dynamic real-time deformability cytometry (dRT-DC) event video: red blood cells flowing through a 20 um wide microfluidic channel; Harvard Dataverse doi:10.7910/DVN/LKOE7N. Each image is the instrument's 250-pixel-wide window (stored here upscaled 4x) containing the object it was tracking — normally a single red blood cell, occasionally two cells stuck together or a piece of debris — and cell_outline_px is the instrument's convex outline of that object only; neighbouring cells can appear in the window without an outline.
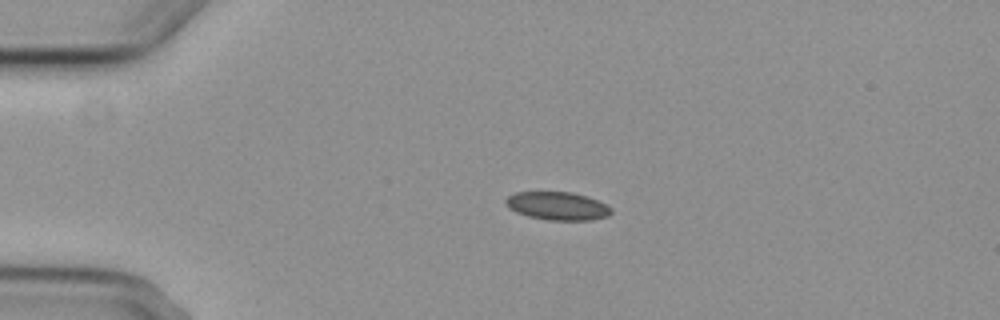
{"species": "common noctule bat (a hibernating species)", "species_latin": "Nyctalus noctula", "temperature_condition": "cold", "stored_images_in_passage": 4, "camera_frame_rate_fps": 3000, "um_per_image_px": 0.085, "animal": {"sex": "female", "body_mass_g": 29.2, "forearm_length_mm": 56.3}, "frame": {"image": 1, "passage_image": 3, "time_ms": 3.0, "image_size_px": [1000, 320], "cell_outline_px": [[612, 212], [608, 216], [592, 220], [548, 220], [528, 216], [516, 212], [508, 208], [504, 204], [504, 200], [508, 196], [516, 192], [568, 192], [584, 196], [608, 204], [612, 208]], "centroid_in_image_um": [47.37, 17.51], "position_along_channel_um": 37.6, "area_um2": 17.34}}